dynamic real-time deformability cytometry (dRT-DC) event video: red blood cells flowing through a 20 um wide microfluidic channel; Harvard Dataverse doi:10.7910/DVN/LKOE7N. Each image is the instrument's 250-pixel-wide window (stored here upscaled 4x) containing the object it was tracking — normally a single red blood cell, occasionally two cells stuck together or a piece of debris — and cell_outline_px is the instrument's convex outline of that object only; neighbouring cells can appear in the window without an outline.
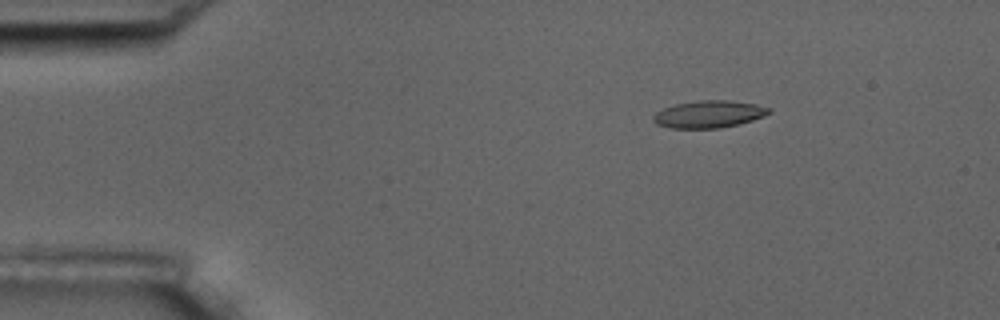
{"species": "common noctule bat (a hibernating species)", "species_latin": "Nyctalus noctula", "temperature_condition": "room temperature", "stored_images_in_passage": 4, "camera_frame_rate_fps": 3000, "um_per_image_px": 0.085, "animal": {"sex": "male", "body_mass_g": 17.5, "forearm_length_mm": 52.3}, "frame": {"image": 1, "passage_image": 2, "time_ms": 2.0, "image_size_px": [1000, 320], "cell_outline_px": [[772, 112], [764, 116], [752, 120], [720, 128], [672, 128], [656, 124], [652, 120], [652, 116], [656, 112], [664, 108], [676, 104], [700, 100], [724, 100], [756, 104], [772, 108]], "centroid_in_image_um": [60.25, 9.7], "position_along_channel_um": 24.7, "area_um2": 18.26}}